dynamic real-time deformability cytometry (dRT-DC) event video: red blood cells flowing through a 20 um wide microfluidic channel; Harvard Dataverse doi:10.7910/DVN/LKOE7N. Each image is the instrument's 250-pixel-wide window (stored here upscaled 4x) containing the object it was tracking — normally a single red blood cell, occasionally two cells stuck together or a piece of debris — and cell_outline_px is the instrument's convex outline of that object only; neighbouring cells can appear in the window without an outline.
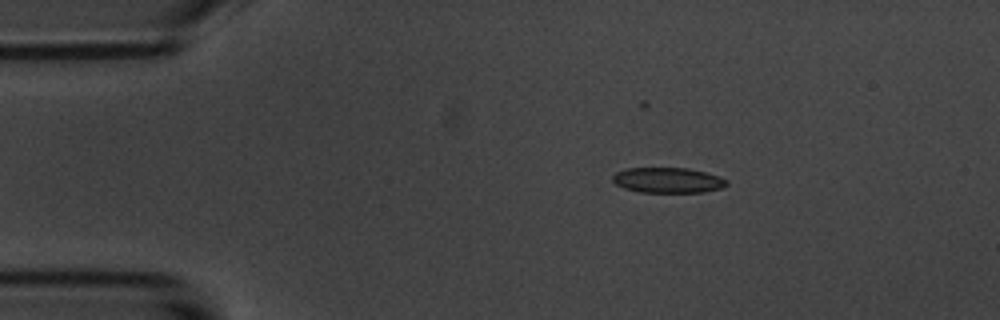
{"species": "common noctule bat (a hibernating species)", "species_latin": "Nyctalus noctula", "temperature_condition": "room temperature", "stored_images_in_passage": 47, "camera_frame_rate_fps": 3000, "um_per_image_px": 0.085, "animal": {"sex": "male", "body_mass_g": 20.1, "forearm_length_mm": 53.5}, "frame": {"image": 1, "passage_image": 1, "time_ms": 0.0, "image_size_px": [1000, 320], "cell_outline_px": [[728, 184], [724, 188], [704, 192], [640, 192], [624, 188], [616, 184], [612, 180], [612, 176], [616, 172], [628, 168], [688, 168], [704, 172], [728, 180]], "centroid_in_image_um": [56.77, 15.32], "position_along_channel_um": 28.2, "area_um2": 16.82}}
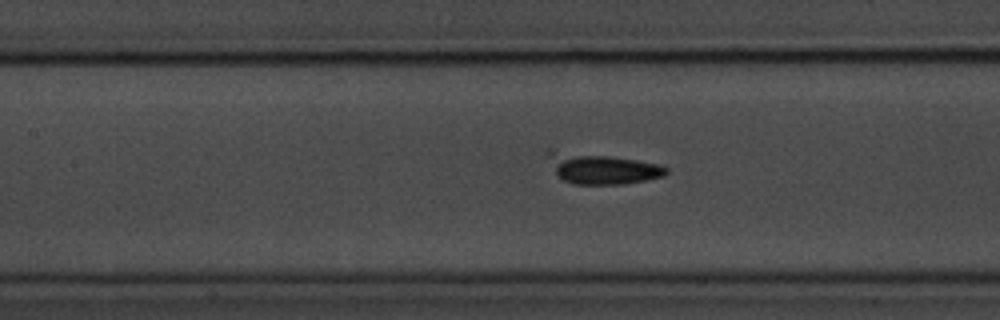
{"frame": {"image": 2, "passage_image": 16, "time_ms": 5.0, "image_size_px": [1000, 320], "cell_outline_px": [[668, 172], [664, 176], [648, 180], [624, 184], [572, 184], [556, 176], [548, 156], [548, 148], [608, 156], [636, 160], [660, 164], [668, 168]], "centroid_in_image_um": [51.14, 14.32], "position_along_channel_um": 156.3, "area_um2": 21.15}}
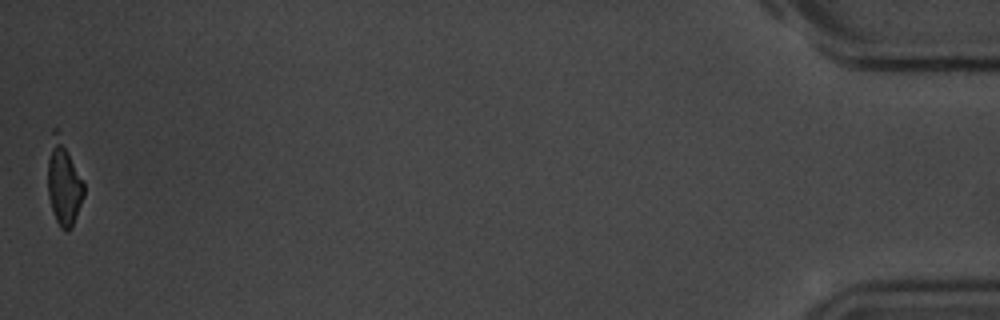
{"frame": {"image": 3, "passage_image": 47, "time_ms": 15.333, "image_size_px": [1000, 320], "cell_outline_px": [[84, 196], [72, 228], [68, 232], [64, 232], [60, 228], [52, 212], [48, 196], [48, 160], [52, 128], [56, 128], [84, 184]], "centroid_in_image_um": [5.4, 15.64], "position_along_channel_um": 429.8, "area_um2": 17.57}, "authors_computed_cell_mechanics": {"area_um2": 17.8602, "velocity_mm_per_s": 3.5734, "shape_relaxation_time_tau1_ms": 2.8112, "shape_relaxation_time_tau2_ms": null, "deformation_change_tau1": 0.0924, "deformation_change_tau2": null}}